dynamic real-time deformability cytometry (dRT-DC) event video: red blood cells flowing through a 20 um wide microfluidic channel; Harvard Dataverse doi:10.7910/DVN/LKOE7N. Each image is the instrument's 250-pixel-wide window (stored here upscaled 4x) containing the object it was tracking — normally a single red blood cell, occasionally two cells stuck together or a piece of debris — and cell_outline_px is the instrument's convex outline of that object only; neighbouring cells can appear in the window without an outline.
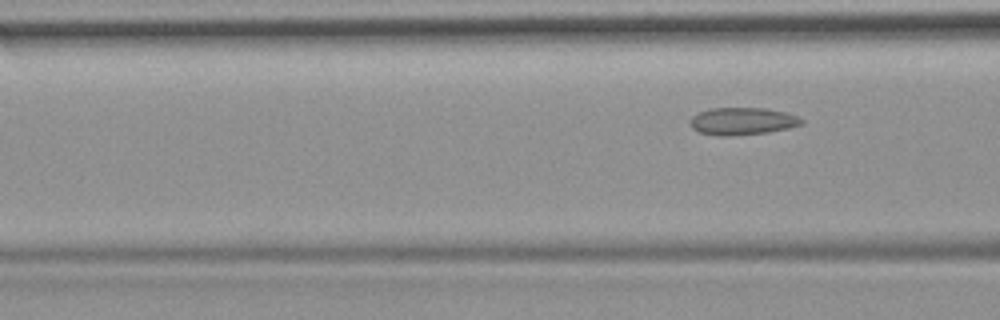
{"species": "common noctule bat (a hibernating species)", "species_latin": "Nyctalus noctula", "temperature_condition": "room temperature", "stored_images_in_passage": 3, "camera_frame_rate_fps": 3000, "um_per_image_px": 0.085, "animal": {"sex": "female", "body_mass_g": 19.9}, "frame": {"image": 1, "passage_image": 3, "time_ms": 3.333, "image_size_px": [1000, 320], "cell_outline_px": [[804, 124], [788, 128], [768, 132], [732, 136], [716, 136], [700, 132], [692, 128], [688, 124], [688, 120], [692, 116], [700, 112], [712, 108], [764, 108], [784, 112], [796, 116], [804, 120]], "centroid_in_image_um": [63.07, 10.31], "position_along_channel_um": 103.5, "area_um2": 17.86}}